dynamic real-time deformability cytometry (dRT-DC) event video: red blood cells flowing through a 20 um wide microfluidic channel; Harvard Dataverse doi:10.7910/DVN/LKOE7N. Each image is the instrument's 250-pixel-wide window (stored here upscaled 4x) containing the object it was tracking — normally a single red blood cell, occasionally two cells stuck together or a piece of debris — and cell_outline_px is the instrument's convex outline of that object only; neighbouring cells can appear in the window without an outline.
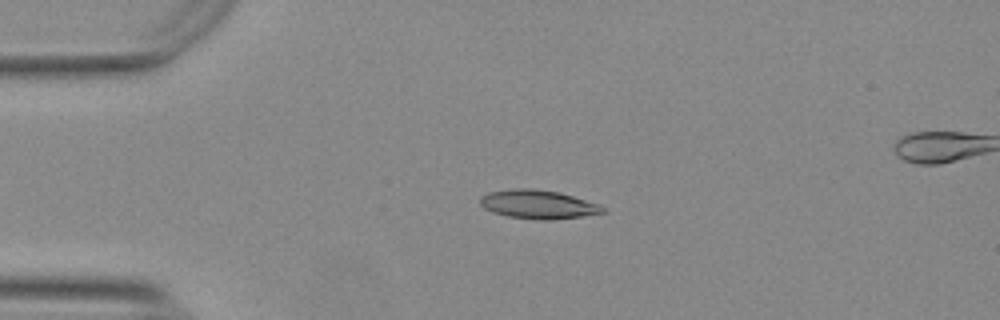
{"species": "Egyptian fruit bat (a non-hibernating species)", "species_latin": "Rousettus aegyptiacus", "temperature_condition": "warm", "stored_images_in_passage": 44, "segment_of_instrument_passage": [1, 2], "camera_frame_rate_fps": 3000, "um_per_image_px": 0.085, "animal": {"sex": "female"}, "frame": {"image": 1, "passage_image": 1, "time_ms": 0.0, "image_size_px": [1000, 320], "cell_outline_px": [[604, 212], [580, 216], [552, 220], [540, 220], [508, 216], [492, 212], [484, 208], [480, 204], [480, 196], [488, 192], [512, 188], [532, 188], [560, 192], [600, 204], [604, 208]], "centroid_in_image_um": [45.7, 17.36], "position_along_channel_um": 39.3, "area_um2": 20.58}}
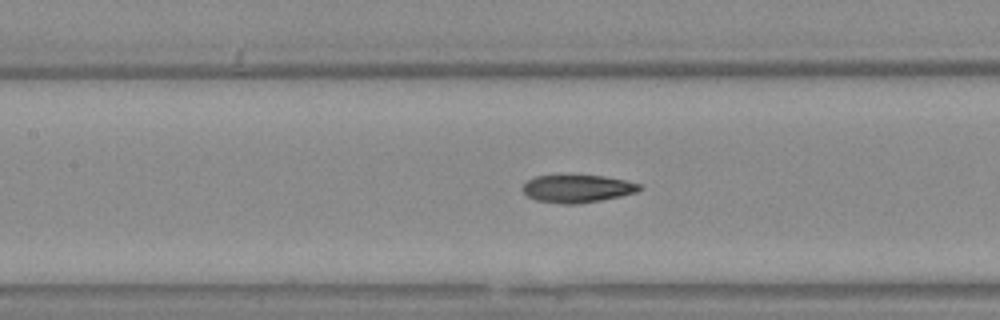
{"frame": {"image": 2, "passage_image": 13, "time_ms": 4.0, "image_size_px": [1000, 320], "cell_outline_px": [[644, 188], [636, 192], [620, 196], [600, 200], [576, 204], [560, 204], [536, 200], [528, 196], [520, 188], [528, 180], [536, 176], [604, 176], [624, 180], [640, 184]], "centroid_in_image_um": [49.07, 16.04], "position_along_channel_um": 158.3, "area_um2": 18.67}}
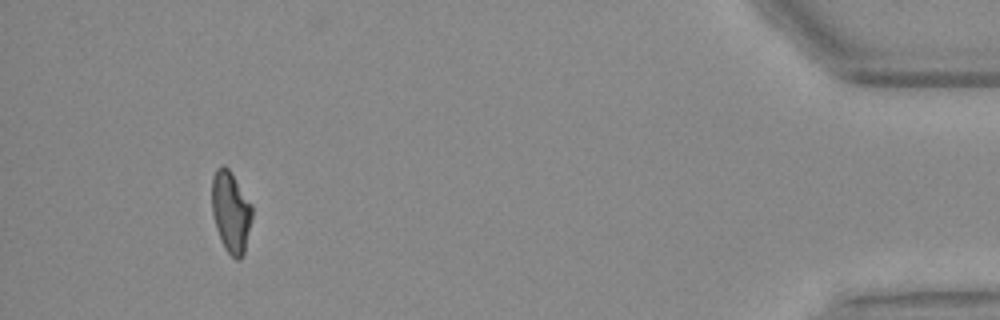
{"frame": {"image": 3, "passage_image": 39, "time_ms": 12.667, "image_size_px": [1000, 320], "cell_outline_px": [[252, 216], [244, 252], [240, 260], [236, 260], [224, 248], [220, 240], [216, 228], [212, 212], [212, 176], [216, 168], [220, 164], [224, 164], [232, 172], [252, 204]], "centroid_in_image_um": [19.61, 17.97], "position_along_channel_um": 415.6, "area_um2": 19.25}}